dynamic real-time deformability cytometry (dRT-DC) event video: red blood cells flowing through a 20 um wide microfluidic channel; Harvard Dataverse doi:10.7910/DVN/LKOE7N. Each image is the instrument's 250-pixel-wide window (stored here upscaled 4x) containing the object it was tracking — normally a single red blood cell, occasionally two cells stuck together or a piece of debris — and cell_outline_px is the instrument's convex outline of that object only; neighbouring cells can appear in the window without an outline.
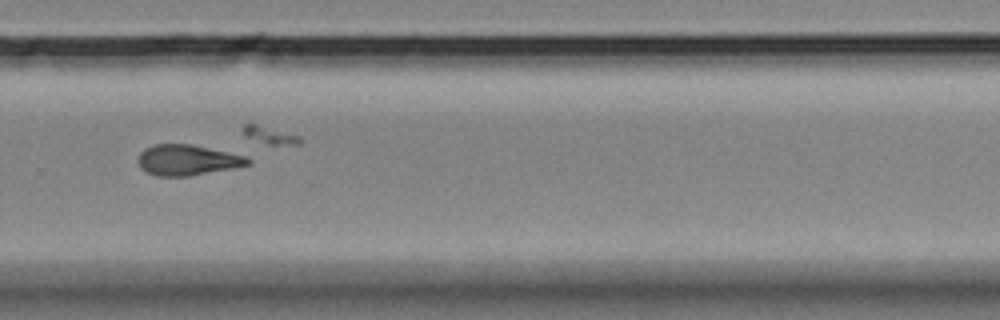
{"species": "Egyptian fruit bat (a non-hibernating species)", "species_latin": "Rousettus aegyptiacus", "temperature_condition": "room temperature", "stored_images_in_passage": 50, "segment_of_instrument_passage": [2, 2], "camera_frame_rate_fps": 3000, "um_per_image_px": 0.085, "animal": {"sex": "female"}, "frame": {"image": 1, "passage_image": 39, "time_ms": 12.667, "image_size_px": [1000, 320], "cell_outline_px": [[252, 164], [232, 168], [188, 176], [156, 176], [144, 172], [140, 168], [140, 152], [144, 148], [152, 144], [188, 144], [228, 152], [244, 156], [252, 160]], "centroid_in_image_um": [15.91, 13.61], "position_along_channel_um": 313.9, "area_um2": 19.42}}
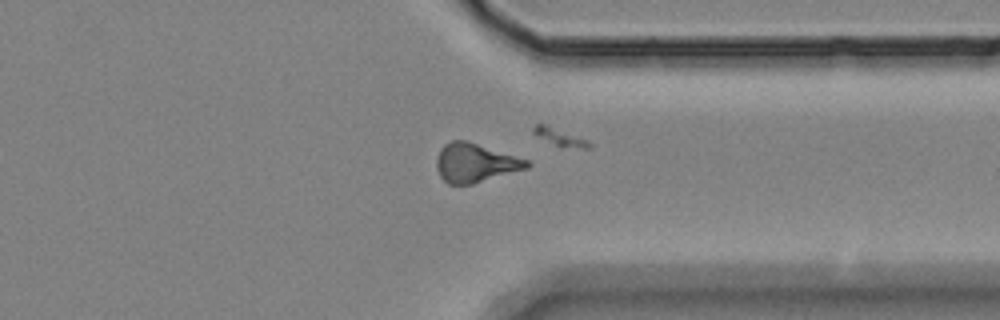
{"frame": {"image": 2, "passage_image": 44, "time_ms": 14.333, "image_size_px": [1000, 320], "cell_outline_px": [[532, 164], [528, 168], [472, 184], [448, 184], [440, 176], [436, 168], [436, 156], [440, 148], [444, 144], [452, 140], [468, 140], [528, 160]], "centroid_in_image_um": [40.37, 13.83], "position_along_channel_um": 371.0, "area_um2": 20.58}}